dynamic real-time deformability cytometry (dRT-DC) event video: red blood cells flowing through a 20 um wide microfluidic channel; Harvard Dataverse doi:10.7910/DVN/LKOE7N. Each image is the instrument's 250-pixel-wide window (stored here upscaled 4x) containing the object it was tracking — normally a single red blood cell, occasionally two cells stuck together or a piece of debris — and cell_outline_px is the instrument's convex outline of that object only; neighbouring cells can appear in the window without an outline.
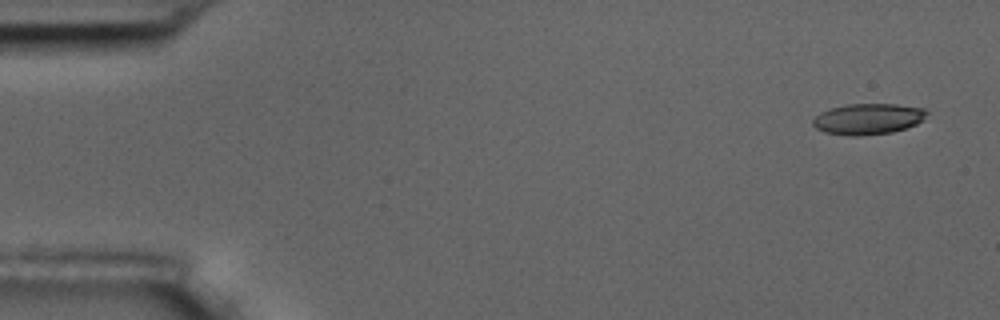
{"species": "common noctule bat (a hibernating species)", "species_latin": "Nyctalus noctula", "temperature_condition": "room temperature", "stored_images_in_passage": 5, "camera_frame_rate_fps": 3000, "um_per_image_px": 0.085, "animal": {"sex": "male", "body_mass_g": 17.5, "forearm_length_mm": 52.3}, "frame": {"image": 1, "passage_image": 1, "time_ms": 0.0, "image_size_px": [1000, 320], "cell_outline_px": [[928, 112], [924, 120], [916, 124], [892, 132], [860, 136], [852, 136], [824, 132], [816, 128], [812, 124], [812, 120], [820, 112], [828, 108], [848, 104], [896, 104], [924, 108]], "centroid_in_image_um": [73.77, 10.1], "position_along_channel_um": 11.2, "area_um2": 20.63}}
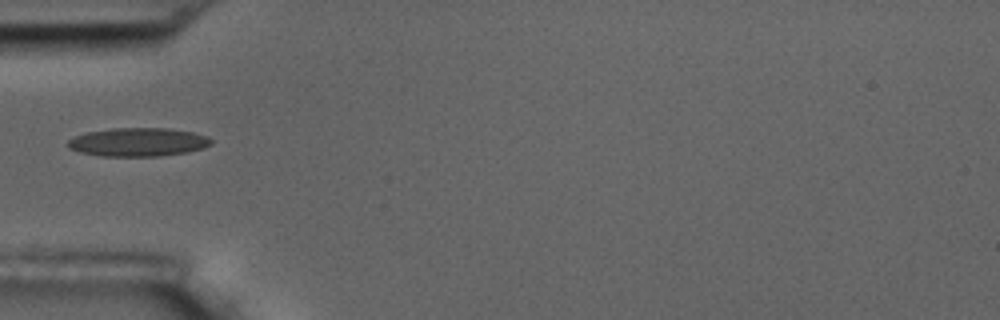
{"frame": {"image": 2, "passage_image": 5, "time_ms": 5.333, "image_size_px": [1000, 320], "cell_outline_px": [[212, 144], [204, 148], [188, 152], [160, 156], [100, 156], [80, 152], [68, 148], [68, 140], [76, 136], [88, 132], [112, 128], [168, 128], [192, 132], [204, 136], [212, 140]], "centroid_in_image_um": [11.74, 12.08], "position_along_channel_um": 73.3, "area_um2": 23.76}}